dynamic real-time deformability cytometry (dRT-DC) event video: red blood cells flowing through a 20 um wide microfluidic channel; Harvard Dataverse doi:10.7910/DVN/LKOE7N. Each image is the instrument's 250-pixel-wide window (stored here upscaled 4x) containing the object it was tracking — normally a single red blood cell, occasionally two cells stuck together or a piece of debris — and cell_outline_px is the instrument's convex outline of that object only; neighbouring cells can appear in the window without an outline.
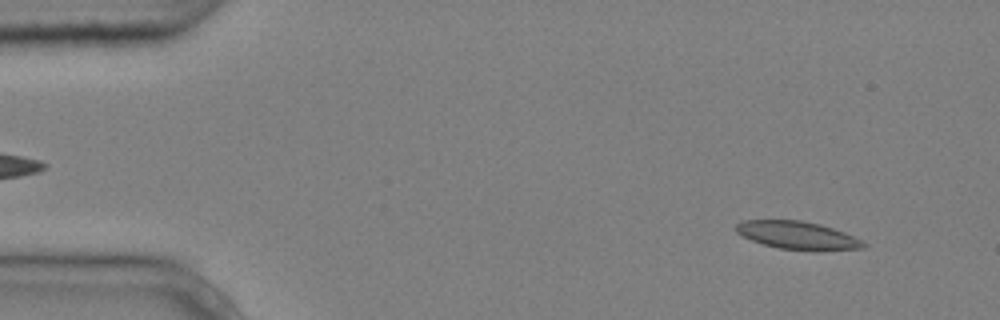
{"species": "common noctule bat (a hibernating species)", "species_latin": "Nyctalus noctula", "temperature_condition": "cold", "stored_images_in_passage": 4, "camera_frame_rate_fps": 3000, "um_per_image_px": 0.085, "animal": {"sex": "male", "body_mass_g": 20.4}, "frame": {"image": 1, "passage_image": 1, "time_ms": 0.0, "image_size_px": [1000, 320], "cell_outline_px": [[868, 244], [864, 248], [820, 252], [816, 252], [780, 248], [764, 244], [752, 240], [736, 232], [736, 224], [740, 220], [800, 220], [820, 224], [844, 232]], "centroid_in_image_um": [67.83, 20.02], "position_along_channel_um": 17.2, "area_um2": 20.92}}
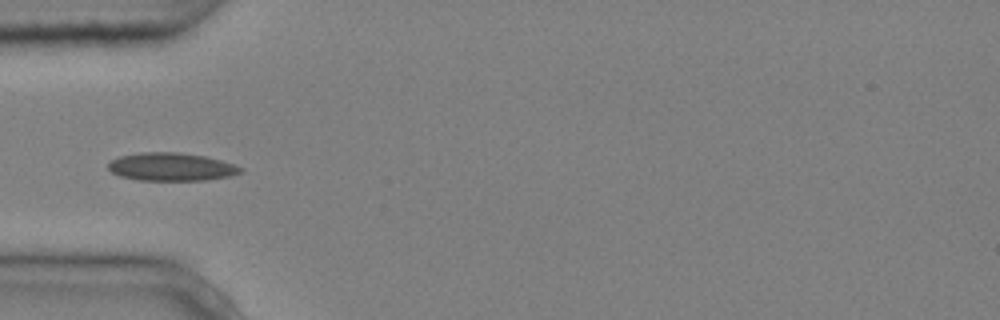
{"frame": {"image": 2, "passage_image": 4, "time_ms": 1.0, "image_size_px": [1000, 320], "cell_outline_px": [[244, 172], [228, 176], [204, 180], [136, 180], [120, 176], [112, 172], [108, 168], [108, 164], [112, 160], [120, 156], [140, 152], [176, 152], [204, 156], [236, 164], [244, 168]], "centroid_in_image_um": [14.58, 14.18], "position_along_channel_um": 70.4, "area_um2": 21.62}}